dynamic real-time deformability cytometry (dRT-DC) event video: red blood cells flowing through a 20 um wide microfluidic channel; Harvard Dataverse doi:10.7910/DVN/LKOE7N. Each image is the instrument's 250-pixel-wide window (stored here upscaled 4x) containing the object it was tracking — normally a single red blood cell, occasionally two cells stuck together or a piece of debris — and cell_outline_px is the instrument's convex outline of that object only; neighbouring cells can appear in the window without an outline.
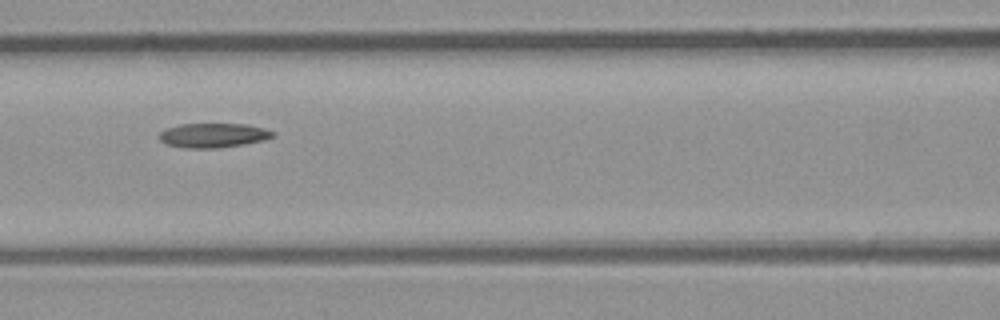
{"species": "common noctule bat (a hibernating species)", "species_latin": "Nyctalus noctula", "temperature_condition": "room temperature", "stored_images_in_passage": 7, "camera_frame_rate_fps": 3000, "um_per_image_px": 0.085, "animal": {"sex": "male", "body_mass_g": 23.1, "forearm_length_mm": 52.7}, "frame": {"image": 1, "passage_image": 7, "time_ms": 8.0, "image_size_px": [1000, 320], "cell_outline_px": [[276, 136], [264, 140], [216, 148], [188, 148], [164, 144], [160, 140], [160, 132], [168, 128], [180, 124], [248, 124], [264, 128], [276, 132]], "centroid_in_image_um": [18.15, 11.5], "position_along_channel_um": 148.4, "area_um2": 16.07}}